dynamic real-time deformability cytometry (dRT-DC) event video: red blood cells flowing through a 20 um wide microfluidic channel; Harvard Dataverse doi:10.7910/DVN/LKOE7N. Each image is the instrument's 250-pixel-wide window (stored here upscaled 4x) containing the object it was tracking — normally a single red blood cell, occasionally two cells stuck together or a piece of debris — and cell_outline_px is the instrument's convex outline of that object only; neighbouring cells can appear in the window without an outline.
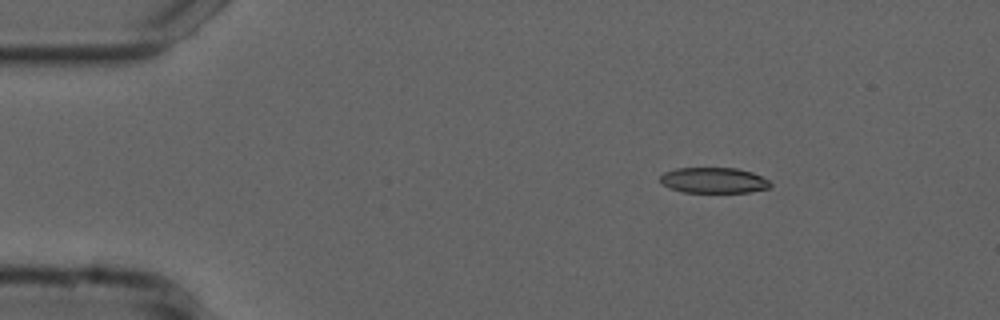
{"species": "common noctule bat (a hibernating species)", "species_latin": "Nyctalus noctula", "temperature_condition": "cold", "stored_images_in_passage": 28, "camera_frame_rate_fps": 3000, "um_per_image_px": 0.085, "animal": {"sex": "male", "forearm_length_mm": 52.5}, "frame": {"image": 1, "passage_image": 1, "time_ms": 0.0, "image_size_px": [1000, 320], "cell_outline_px": [[772, 184], [768, 188], [748, 192], [684, 192], [668, 188], [660, 180], [660, 176], [664, 172], [676, 168], [736, 168], [752, 172], [768, 180]], "centroid_in_image_um": [60.64, 15.32], "position_along_channel_um": 24.4, "area_um2": 16.36}}
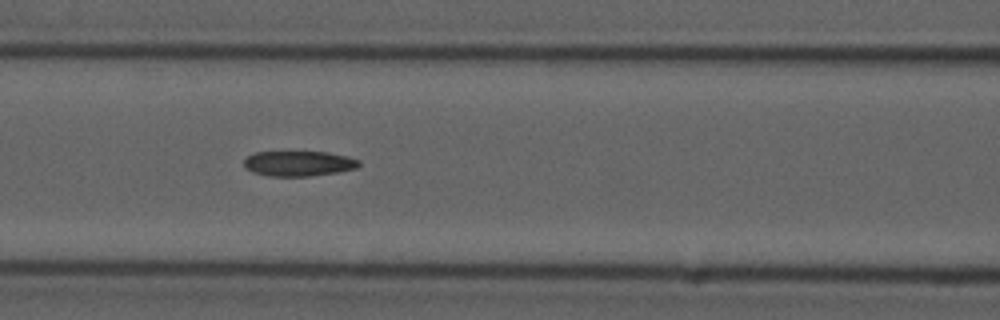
{"frame": {"image": 2, "passage_image": 16, "time_ms": 5.0, "image_size_px": [1000, 320], "cell_outline_px": [[360, 164], [356, 168], [336, 172], [312, 176], [268, 176], [252, 172], [244, 168], [244, 160], [248, 156], [256, 152], [328, 152], [348, 156], [360, 160]], "centroid_in_image_um": [25.38, 13.9], "position_along_channel_um": 141.2, "area_um2": 16.94}}
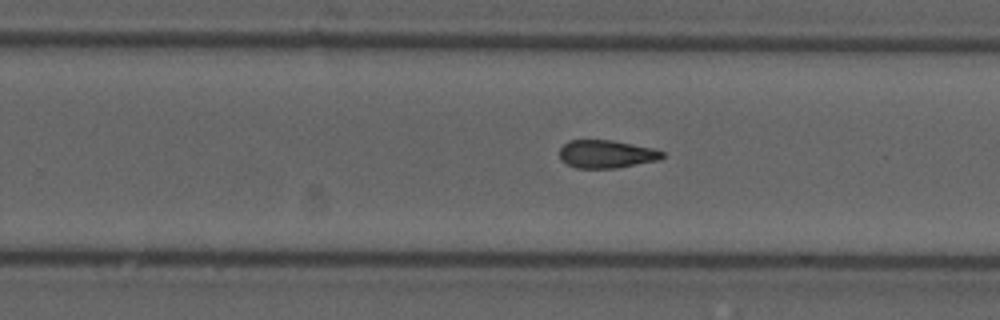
{"frame": {"image": 3, "passage_image": 27, "time_ms": 8.667, "image_size_px": [1000, 320], "cell_outline_px": [[664, 156], [660, 160], [616, 168], [576, 168], [560, 160], [560, 148], [568, 140], [612, 140], [652, 148], [664, 152]], "centroid_in_image_um": [51.54, 13.1], "position_along_channel_um": 278.3, "area_um2": 16.76}}